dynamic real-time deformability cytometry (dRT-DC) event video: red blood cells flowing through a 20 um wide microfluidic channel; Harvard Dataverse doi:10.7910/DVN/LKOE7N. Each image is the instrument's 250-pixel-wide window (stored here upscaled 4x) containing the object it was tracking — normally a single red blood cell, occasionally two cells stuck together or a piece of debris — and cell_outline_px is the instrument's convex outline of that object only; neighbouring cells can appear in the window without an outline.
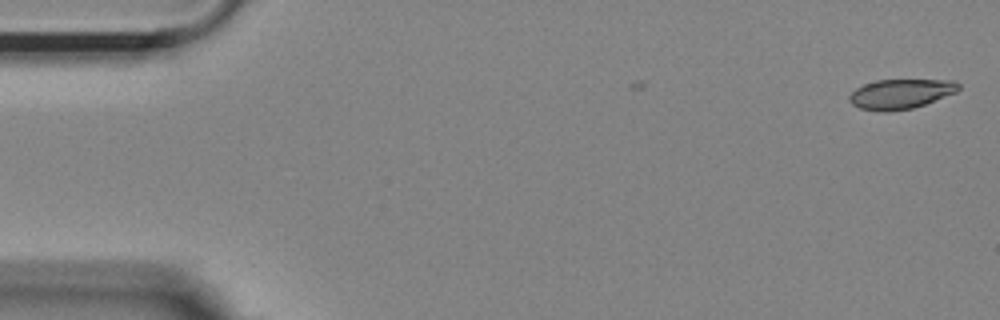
{"species": "Egyptian fruit bat (a non-hibernating species)", "species_latin": "Rousettus aegyptiacus", "temperature_condition": "room temperature", "stored_images_in_passage": 8, "camera_frame_rate_fps": 3000, "um_per_image_px": 0.085, "animal": {"sex": "female"}, "frame": {"image": 1, "passage_image": 1, "time_ms": 0.0, "image_size_px": [1000, 320], "cell_outline_px": [[960, 88], [956, 92], [924, 104], [912, 108], [884, 112], [880, 112], [860, 108], [852, 104], [848, 100], [848, 96], [856, 88], [864, 84], [876, 80], [952, 80], [960, 84]], "centroid_in_image_um": [76.52, 7.98], "position_along_channel_um": 8.5, "area_um2": 18.84}}